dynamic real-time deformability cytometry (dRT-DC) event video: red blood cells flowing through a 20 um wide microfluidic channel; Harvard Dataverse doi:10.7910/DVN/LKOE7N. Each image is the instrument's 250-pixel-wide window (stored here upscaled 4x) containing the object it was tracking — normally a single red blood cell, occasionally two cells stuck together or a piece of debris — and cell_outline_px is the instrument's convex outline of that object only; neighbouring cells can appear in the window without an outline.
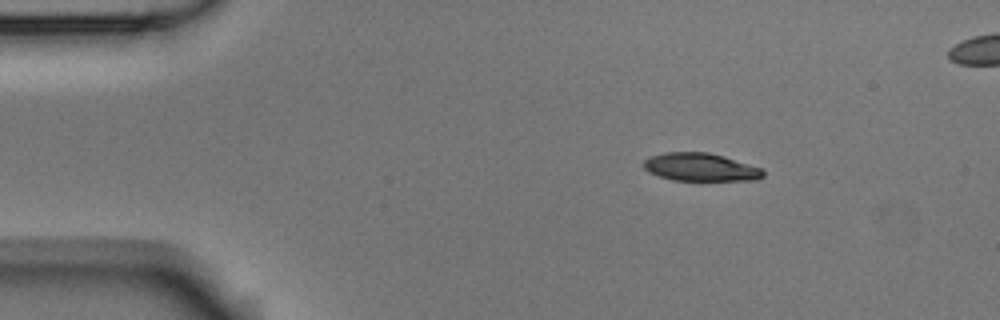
{"species": "Egyptian fruit bat (a non-hibernating species)", "species_latin": "Rousettus aegyptiacus", "temperature_condition": "room temperature", "stored_images_in_passage": 4, "segment_of_instrument_passage": [1, 2], "camera_frame_rate_fps": 3000, "um_per_image_px": 0.085, "animal": {"sex": "male"}, "frame": {"image": 1, "passage_image": 1, "time_ms": 0.0, "image_size_px": [1000, 320], "cell_outline_px": [[764, 176], [756, 180], [672, 180], [648, 172], [644, 168], [644, 160], [648, 156], [664, 152], [708, 152], [724, 156], [760, 168], [764, 172]], "centroid_in_image_um": [59.51, 14.2], "position_along_channel_um": 25.5, "area_um2": 19.42}}